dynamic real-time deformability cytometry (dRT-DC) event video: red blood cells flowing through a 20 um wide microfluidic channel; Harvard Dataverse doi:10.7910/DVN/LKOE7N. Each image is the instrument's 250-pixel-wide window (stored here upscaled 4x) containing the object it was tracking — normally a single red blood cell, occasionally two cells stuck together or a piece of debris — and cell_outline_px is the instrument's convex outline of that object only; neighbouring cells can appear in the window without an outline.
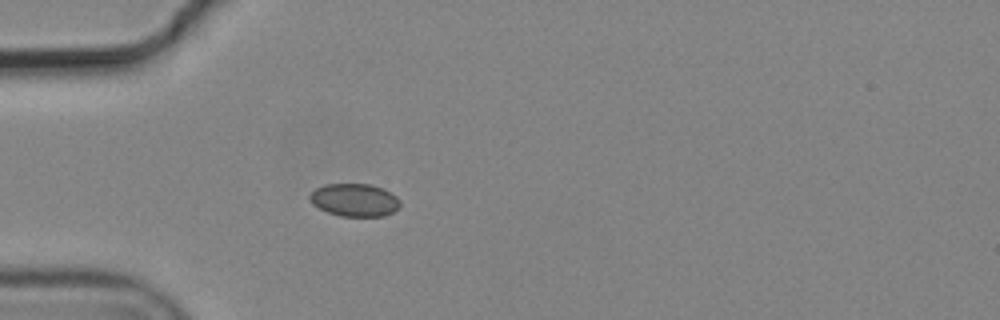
{"species": "common noctule bat (a hibernating species)", "species_latin": "Nyctalus noctula", "temperature_condition": "cold", "stored_images_in_passage": 1, "camera_frame_rate_fps": 3000, "um_per_image_px": 0.085, "animal": {"sex": "male", "body_mass_g": 19.2, "forearm_length_mm": 51.8}, "frame": {"image": 1, "passage_image": 1, "time_ms": 0.0, "image_size_px": [1000, 320], "cell_outline_px": [[400, 208], [384, 216], [340, 216], [328, 212], [312, 204], [308, 196], [316, 188], [324, 184], [372, 184], [384, 188], [396, 196], [400, 200]], "centroid_in_image_um": [30.16, 16.99], "position_along_channel_um": 54.8, "area_um2": 17.4}}